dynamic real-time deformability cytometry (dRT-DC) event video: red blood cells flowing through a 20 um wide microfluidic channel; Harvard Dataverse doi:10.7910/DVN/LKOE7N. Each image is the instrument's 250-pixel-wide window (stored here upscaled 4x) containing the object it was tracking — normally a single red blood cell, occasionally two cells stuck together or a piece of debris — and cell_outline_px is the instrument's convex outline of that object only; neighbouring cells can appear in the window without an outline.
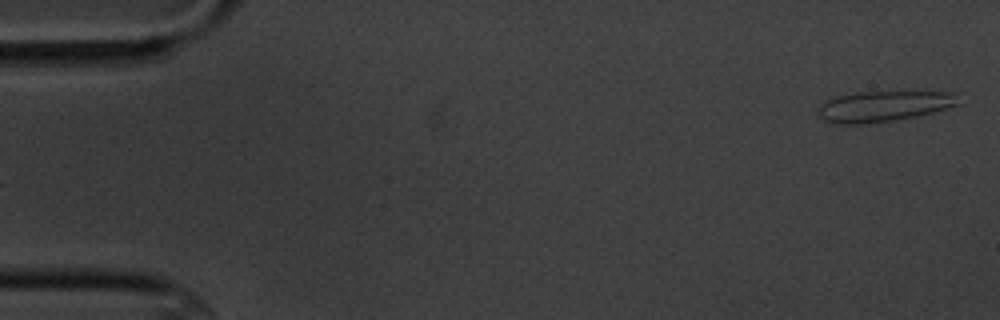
{"species": "common noctule bat (a hibernating species)", "species_latin": "Nyctalus noctula", "temperature_condition": "cold", "stored_images_in_passage": 5, "camera_frame_rate_fps": 3000, "um_per_image_px": 0.085, "animal": {"sex": "male", "body_mass_g": 20.1, "forearm_length_mm": 53.5}, "frame": {"image": 1, "passage_image": 5, "time_ms": 5.0, "image_size_px": [1000, 320], "cell_outline_px": [[960, 104], [932, 112], [916, 116], [892, 120], [860, 124], [836, 124], [824, 120], [816, 112], [820, 104], [824, 100], [836, 96], [856, 92], [952, 92]], "centroid_in_image_um": [75.02, 9.03], "position_along_channel_um": 10.0, "area_um2": 24.85}}